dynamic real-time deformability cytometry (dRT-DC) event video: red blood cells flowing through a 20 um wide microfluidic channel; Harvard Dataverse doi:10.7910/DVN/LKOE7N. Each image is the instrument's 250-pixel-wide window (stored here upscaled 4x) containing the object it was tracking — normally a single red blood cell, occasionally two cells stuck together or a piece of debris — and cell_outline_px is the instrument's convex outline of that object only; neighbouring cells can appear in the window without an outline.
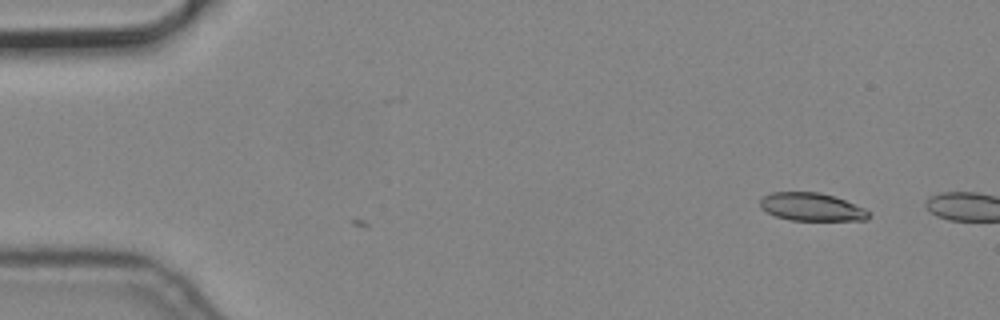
{"species": "common noctule bat (a hibernating species)", "species_latin": "Nyctalus noctula", "temperature_condition": "cold", "stored_images_in_passage": 3, "camera_frame_rate_fps": 3000, "um_per_image_px": 0.085, "animal": {"sex": "male", "body_mass_g": 19.2, "forearm_length_mm": 51.8}, "frame": {"image": 1, "passage_image": 3, "time_ms": 0.667, "image_size_px": [1000, 320], "cell_outline_px": [[872, 216], [868, 220], [792, 220], [776, 216], [760, 208], [760, 200], [764, 196], [772, 192], [820, 192], [844, 200], [864, 208], [872, 212]], "centroid_in_image_um": [69.02, 17.59], "position_along_channel_um": 16.0, "area_um2": 17.69}}